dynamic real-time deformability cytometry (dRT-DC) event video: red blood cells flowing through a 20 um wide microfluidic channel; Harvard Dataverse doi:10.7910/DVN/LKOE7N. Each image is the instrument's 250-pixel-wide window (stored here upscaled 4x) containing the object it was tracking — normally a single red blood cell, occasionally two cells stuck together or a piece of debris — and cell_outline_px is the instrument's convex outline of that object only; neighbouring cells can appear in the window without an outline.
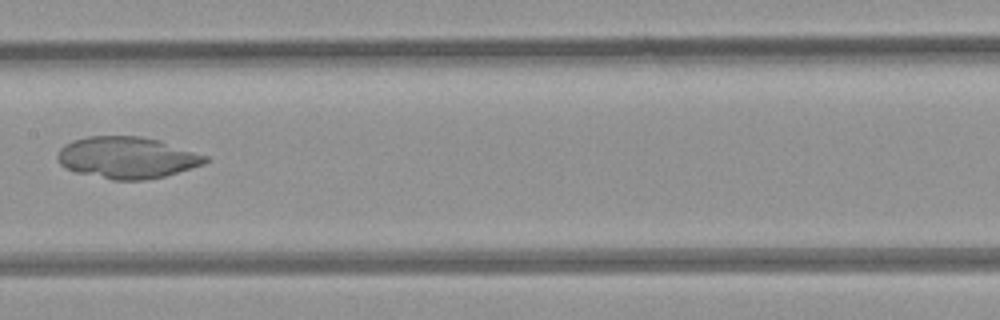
{"species": "common noctule bat (a hibernating species)", "species_latin": "Nyctalus noctula", "temperature_condition": "room temperature", "stored_images_in_passage": 8, "camera_frame_rate_fps": 3000, "um_per_image_px": 0.085, "animal": {"sex": "female", "body_mass_g": 21.9}, "frame": {"image": 1, "passage_image": 8, "time_ms": 9.0, "image_size_px": [1000, 320], "cell_outline_px": [[208, 160], [204, 164], [164, 176], [144, 180], [112, 180], [76, 172], [64, 168], [60, 164], [56, 156], [60, 148], [64, 144], [72, 140], [88, 136], [140, 136], [160, 140], [208, 156]], "centroid_in_image_um": [10.77, 13.39], "position_along_channel_um": 196.6, "area_um2": 35.95}}